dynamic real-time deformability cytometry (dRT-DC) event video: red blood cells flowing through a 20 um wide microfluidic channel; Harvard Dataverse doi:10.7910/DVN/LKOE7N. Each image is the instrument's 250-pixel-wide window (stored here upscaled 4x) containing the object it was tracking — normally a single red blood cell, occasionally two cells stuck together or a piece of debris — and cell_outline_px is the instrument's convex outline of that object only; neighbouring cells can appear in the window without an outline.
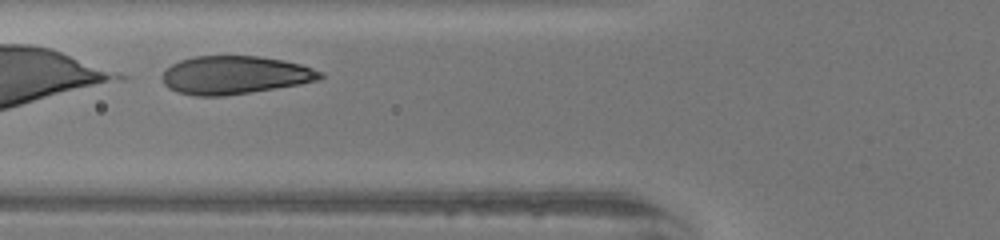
{"species": "human", "species_latin": "Homo sapiens", "temperature_condition": "warm", "stored_images_in_passage": 28, "camera_frame_rate_fps": 3000, "um_per_image_px": 0.085, "donor": {"sex": "female"}, "frame": {"image": 1, "passage_image": 7, "time_ms": 2.0, "image_size_px": [1000, 240], "cell_outline_px": [[324, 76], [320, 80], [300, 84], [224, 96], [196, 96], [176, 92], [168, 88], [164, 84], [164, 72], [172, 64], [180, 60], [192, 56], [260, 56], [284, 60], [300, 64], [324, 72]], "centroid_in_image_um": [19.98, 6.38], "position_along_channel_um": 105.8, "area_um2": 35.14}}
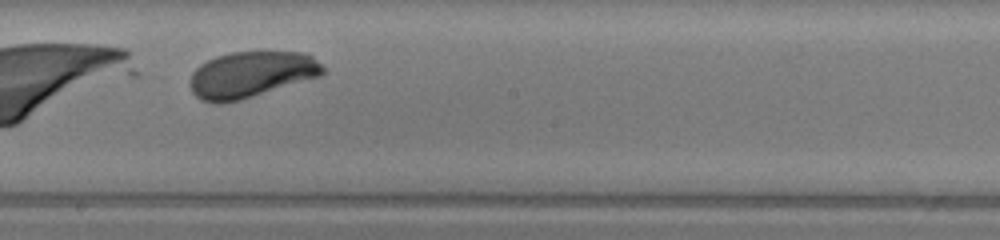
{"frame": {"image": 2, "passage_image": 16, "time_ms": 5.0, "image_size_px": [1000, 240], "cell_outline_px": [[324, 72], [320, 76], [240, 100], [220, 104], [216, 104], [200, 100], [192, 92], [192, 72], [200, 64], [216, 56], [232, 52], [300, 52], [312, 56], [324, 68]], "centroid_in_image_um": [21.33, 6.34], "position_along_channel_um": 226.9, "area_um2": 35.37}}
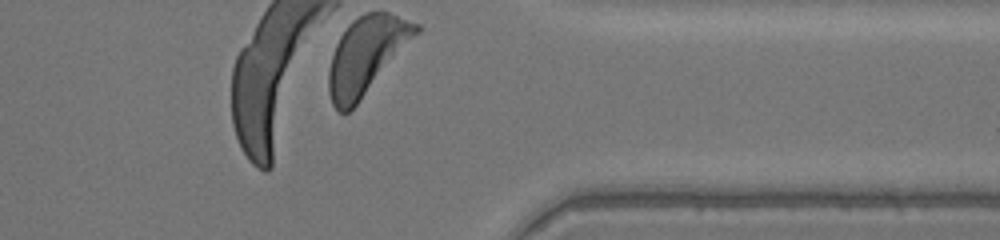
{"frame": {"image": 3, "passage_image": 28, "time_ms": 9.0, "image_size_px": [1000, 240], "cell_outline_px": [[420, 32], [356, 104], [348, 112], [340, 112], [332, 104], [328, 92], [328, 72], [332, 56], [336, 44], [340, 36], [348, 24], [352, 20], [364, 12], [388, 12], [420, 24]], "centroid_in_image_um": [31.14, 4.67], "position_along_channel_um": 380.3, "area_um2": 38.78}, "authors_computed_cell_mechanics": {"area_um2": 35.7204, "velocity_mm_per_s": 4.0463, "shape_relaxation_time_tau1_ms": 0.7729, "shape_relaxation_time_tau2_ms": null, "deformation_change_tau1": 0.2418, "deformation_change_tau2": null}}